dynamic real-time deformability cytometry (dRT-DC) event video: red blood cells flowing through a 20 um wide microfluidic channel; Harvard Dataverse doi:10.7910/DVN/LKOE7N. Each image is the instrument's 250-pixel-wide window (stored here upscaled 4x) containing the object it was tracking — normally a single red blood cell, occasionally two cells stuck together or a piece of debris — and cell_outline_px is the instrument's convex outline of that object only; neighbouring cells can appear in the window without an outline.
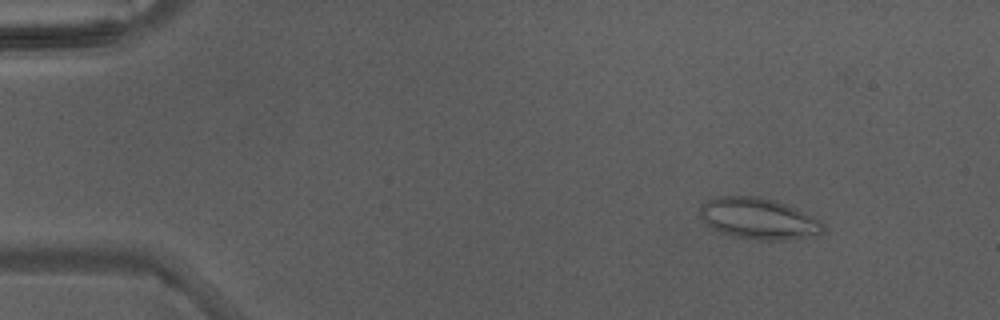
{"species": "Egyptian fruit bat (a non-hibernating species)", "species_latin": "Rousettus aegyptiacus", "temperature_condition": "warm", "stored_images_in_passage": 3, "camera_frame_rate_fps": 3000, "um_per_image_px": 0.085, "animal": {"sex": "male"}, "frame": {"image": 1, "passage_image": 1, "time_ms": 0.0, "image_size_px": [1000, 320], "cell_outline_px": [[824, 232], [816, 236], [784, 240], [752, 240], [732, 236], [708, 228], [700, 216], [700, 204], [716, 196], [756, 196], [776, 200], [788, 204], [820, 220], [824, 224]], "centroid_in_image_um": [64.46, 18.59], "position_along_channel_um": 20.5, "area_um2": 30.17}}